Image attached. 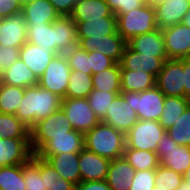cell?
Instances as JSON below:
<instances>
[{
  "label": "cell",
  "instance_id": "cell-5",
  "mask_svg": "<svg viewBox=\"0 0 190 190\" xmlns=\"http://www.w3.org/2000/svg\"><path fill=\"white\" fill-rule=\"evenodd\" d=\"M117 32L128 42L131 38L158 29L156 10L149 4L133 9L128 13L118 14Z\"/></svg>",
  "mask_w": 190,
  "mask_h": 190
},
{
  "label": "cell",
  "instance_id": "cell-41",
  "mask_svg": "<svg viewBox=\"0 0 190 190\" xmlns=\"http://www.w3.org/2000/svg\"><path fill=\"white\" fill-rule=\"evenodd\" d=\"M23 170L26 190H47L41 168L32 159L23 164Z\"/></svg>",
  "mask_w": 190,
  "mask_h": 190
},
{
  "label": "cell",
  "instance_id": "cell-35",
  "mask_svg": "<svg viewBox=\"0 0 190 190\" xmlns=\"http://www.w3.org/2000/svg\"><path fill=\"white\" fill-rule=\"evenodd\" d=\"M0 190H26L23 164L0 167Z\"/></svg>",
  "mask_w": 190,
  "mask_h": 190
},
{
  "label": "cell",
  "instance_id": "cell-8",
  "mask_svg": "<svg viewBox=\"0 0 190 190\" xmlns=\"http://www.w3.org/2000/svg\"><path fill=\"white\" fill-rule=\"evenodd\" d=\"M165 133L159 121L138 120L125 134V148L156 152Z\"/></svg>",
  "mask_w": 190,
  "mask_h": 190
},
{
  "label": "cell",
  "instance_id": "cell-45",
  "mask_svg": "<svg viewBox=\"0 0 190 190\" xmlns=\"http://www.w3.org/2000/svg\"><path fill=\"white\" fill-rule=\"evenodd\" d=\"M108 5L113 14H124L128 13L133 9L142 7L145 2L142 0H104Z\"/></svg>",
  "mask_w": 190,
  "mask_h": 190
},
{
  "label": "cell",
  "instance_id": "cell-3",
  "mask_svg": "<svg viewBox=\"0 0 190 190\" xmlns=\"http://www.w3.org/2000/svg\"><path fill=\"white\" fill-rule=\"evenodd\" d=\"M84 147L99 156L114 160L123 156L125 134L100 121L84 134Z\"/></svg>",
  "mask_w": 190,
  "mask_h": 190
},
{
  "label": "cell",
  "instance_id": "cell-30",
  "mask_svg": "<svg viewBox=\"0 0 190 190\" xmlns=\"http://www.w3.org/2000/svg\"><path fill=\"white\" fill-rule=\"evenodd\" d=\"M93 89L121 92V70L120 63H115L112 67L100 73L92 74Z\"/></svg>",
  "mask_w": 190,
  "mask_h": 190
},
{
  "label": "cell",
  "instance_id": "cell-21",
  "mask_svg": "<svg viewBox=\"0 0 190 190\" xmlns=\"http://www.w3.org/2000/svg\"><path fill=\"white\" fill-rule=\"evenodd\" d=\"M189 9V0H168L158 5L155 7L158 28L164 29L181 23Z\"/></svg>",
  "mask_w": 190,
  "mask_h": 190
},
{
  "label": "cell",
  "instance_id": "cell-17",
  "mask_svg": "<svg viewBox=\"0 0 190 190\" xmlns=\"http://www.w3.org/2000/svg\"><path fill=\"white\" fill-rule=\"evenodd\" d=\"M167 59V57L142 55L127 45L120 61V70H131L133 72L142 70L157 77Z\"/></svg>",
  "mask_w": 190,
  "mask_h": 190
},
{
  "label": "cell",
  "instance_id": "cell-14",
  "mask_svg": "<svg viewBox=\"0 0 190 190\" xmlns=\"http://www.w3.org/2000/svg\"><path fill=\"white\" fill-rule=\"evenodd\" d=\"M138 120V115L132 106L126 103L121 94H118L111 102V106L107 109V114L101 122L126 134Z\"/></svg>",
  "mask_w": 190,
  "mask_h": 190
},
{
  "label": "cell",
  "instance_id": "cell-12",
  "mask_svg": "<svg viewBox=\"0 0 190 190\" xmlns=\"http://www.w3.org/2000/svg\"><path fill=\"white\" fill-rule=\"evenodd\" d=\"M156 86L165 96L184 97L182 59H167L156 77Z\"/></svg>",
  "mask_w": 190,
  "mask_h": 190
},
{
  "label": "cell",
  "instance_id": "cell-10",
  "mask_svg": "<svg viewBox=\"0 0 190 190\" xmlns=\"http://www.w3.org/2000/svg\"><path fill=\"white\" fill-rule=\"evenodd\" d=\"M60 108L73 129L82 134L87 133L100 122L87 98H63Z\"/></svg>",
  "mask_w": 190,
  "mask_h": 190
},
{
  "label": "cell",
  "instance_id": "cell-39",
  "mask_svg": "<svg viewBox=\"0 0 190 190\" xmlns=\"http://www.w3.org/2000/svg\"><path fill=\"white\" fill-rule=\"evenodd\" d=\"M67 63L71 70H78L85 74L92 75L88 51L81 49L78 45L64 53Z\"/></svg>",
  "mask_w": 190,
  "mask_h": 190
},
{
  "label": "cell",
  "instance_id": "cell-55",
  "mask_svg": "<svg viewBox=\"0 0 190 190\" xmlns=\"http://www.w3.org/2000/svg\"><path fill=\"white\" fill-rule=\"evenodd\" d=\"M183 180L188 181L190 184V167L187 169L186 173L183 175Z\"/></svg>",
  "mask_w": 190,
  "mask_h": 190
},
{
  "label": "cell",
  "instance_id": "cell-33",
  "mask_svg": "<svg viewBox=\"0 0 190 190\" xmlns=\"http://www.w3.org/2000/svg\"><path fill=\"white\" fill-rule=\"evenodd\" d=\"M0 138H30V129L16 115L0 113Z\"/></svg>",
  "mask_w": 190,
  "mask_h": 190
},
{
  "label": "cell",
  "instance_id": "cell-48",
  "mask_svg": "<svg viewBox=\"0 0 190 190\" xmlns=\"http://www.w3.org/2000/svg\"><path fill=\"white\" fill-rule=\"evenodd\" d=\"M60 16H69L78 0H49Z\"/></svg>",
  "mask_w": 190,
  "mask_h": 190
},
{
  "label": "cell",
  "instance_id": "cell-54",
  "mask_svg": "<svg viewBox=\"0 0 190 190\" xmlns=\"http://www.w3.org/2000/svg\"><path fill=\"white\" fill-rule=\"evenodd\" d=\"M183 25L187 26L188 28H190V9L189 11L186 13V15L184 16V18L182 19L181 22Z\"/></svg>",
  "mask_w": 190,
  "mask_h": 190
},
{
  "label": "cell",
  "instance_id": "cell-9",
  "mask_svg": "<svg viewBox=\"0 0 190 190\" xmlns=\"http://www.w3.org/2000/svg\"><path fill=\"white\" fill-rule=\"evenodd\" d=\"M156 154L162 166L182 175L190 167V147L178 145L167 132L159 141Z\"/></svg>",
  "mask_w": 190,
  "mask_h": 190
},
{
  "label": "cell",
  "instance_id": "cell-23",
  "mask_svg": "<svg viewBox=\"0 0 190 190\" xmlns=\"http://www.w3.org/2000/svg\"><path fill=\"white\" fill-rule=\"evenodd\" d=\"M135 171L122 156L111 160L105 181L111 190H129Z\"/></svg>",
  "mask_w": 190,
  "mask_h": 190
},
{
  "label": "cell",
  "instance_id": "cell-56",
  "mask_svg": "<svg viewBox=\"0 0 190 190\" xmlns=\"http://www.w3.org/2000/svg\"><path fill=\"white\" fill-rule=\"evenodd\" d=\"M152 190H163V189H161L160 186L155 185L154 188H153Z\"/></svg>",
  "mask_w": 190,
  "mask_h": 190
},
{
  "label": "cell",
  "instance_id": "cell-25",
  "mask_svg": "<svg viewBox=\"0 0 190 190\" xmlns=\"http://www.w3.org/2000/svg\"><path fill=\"white\" fill-rule=\"evenodd\" d=\"M63 178L77 185L81 181L79 171V153H61L46 159Z\"/></svg>",
  "mask_w": 190,
  "mask_h": 190
},
{
  "label": "cell",
  "instance_id": "cell-36",
  "mask_svg": "<svg viewBox=\"0 0 190 190\" xmlns=\"http://www.w3.org/2000/svg\"><path fill=\"white\" fill-rule=\"evenodd\" d=\"M127 41L118 33L106 35L100 42V47L96 49L99 53L113 59L116 63H120L124 54Z\"/></svg>",
  "mask_w": 190,
  "mask_h": 190
},
{
  "label": "cell",
  "instance_id": "cell-7",
  "mask_svg": "<svg viewBox=\"0 0 190 190\" xmlns=\"http://www.w3.org/2000/svg\"><path fill=\"white\" fill-rule=\"evenodd\" d=\"M126 103L132 106L139 120L159 121L163 112L165 95L155 85L142 92H121Z\"/></svg>",
  "mask_w": 190,
  "mask_h": 190
},
{
  "label": "cell",
  "instance_id": "cell-43",
  "mask_svg": "<svg viewBox=\"0 0 190 190\" xmlns=\"http://www.w3.org/2000/svg\"><path fill=\"white\" fill-rule=\"evenodd\" d=\"M129 190H152L155 186V170L135 171Z\"/></svg>",
  "mask_w": 190,
  "mask_h": 190
},
{
  "label": "cell",
  "instance_id": "cell-31",
  "mask_svg": "<svg viewBox=\"0 0 190 190\" xmlns=\"http://www.w3.org/2000/svg\"><path fill=\"white\" fill-rule=\"evenodd\" d=\"M124 159L136 170H155L159 165L156 152L125 148Z\"/></svg>",
  "mask_w": 190,
  "mask_h": 190
},
{
  "label": "cell",
  "instance_id": "cell-49",
  "mask_svg": "<svg viewBox=\"0 0 190 190\" xmlns=\"http://www.w3.org/2000/svg\"><path fill=\"white\" fill-rule=\"evenodd\" d=\"M75 190H111L105 180L98 181H80Z\"/></svg>",
  "mask_w": 190,
  "mask_h": 190
},
{
  "label": "cell",
  "instance_id": "cell-11",
  "mask_svg": "<svg viewBox=\"0 0 190 190\" xmlns=\"http://www.w3.org/2000/svg\"><path fill=\"white\" fill-rule=\"evenodd\" d=\"M70 72L64 53L56 54L40 77L38 85L62 99L66 98Z\"/></svg>",
  "mask_w": 190,
  "mask_h": 190
},
{
  "label": "cell",
  "instance_id": "cell-40",
  "mask_svg": "<svg viewBox=\"0 0 190 190\" xmlns=\"http://www.w3.org/2000/svg\"><path fill=\"white\" fill-rule=\"evenodd\" d=\"M183 179V175L161 164L155 169V185L163 190H176Z\"/></svg>",
  "mask_w": 190,
  "mask_h": 190
},
{
  "label": "cell",
  "instance_id": "cell-44",
  "mask_svg": "<svg viewBox=\"0 0 190 190\" xmlns=\"http://www.w3.org/2000/svg\"><path fill=\"white\" fill-rule=\"evenodd\" d=\"M90 70L92 74H97L105 69L112 67L116 62L110 57L99 53L98 51L88 52Z\"/></svg>",
  "mask_w": 190,
  "mask_h": 190
},
{
  "label": "cell",
  "instance_id": "cell-50",
  "mask_svg": "<svg viewBox=\"0 0 190 190\" xmlns=\"http://www.w3.org/2000/svg\"><path fill=\"white\" fill-rule=\"evenodd\" d=\"M184 97L190 100V58H183Z\"/></svg>",
  "mask_w": 190,
  "mask_h": 190
},
{
  "label": "cell",
  "instance_id": "cell-1",
  "mask_svg": "<svg viewBox=\"0 0 190 190\" xmlns=\"http://www.w3.org/2000/svg\"><path fill=\"white\" fill-rule=\"evenodd\" d=\"M27 42L65 53L77 46L76 23L69 16H60L53 23L27 24Z\"/></svg>",
  "mask_w": 190,
  "mask_h": 190
},
{
  "label": "cell",
  "instance_id": "cell-42",
  "mask_svg": "<svg viewBox=\"0 0 190 190\" xmlns=\"http://www.w3.org/2000/svg\"><path fill=\"white\" fill-rule=\"evenodd\" d=\"M31 159L41 168V176H44V183L47 190H53V185L60 178V174L47 161L36 154H33Z\"/></svg>",
  "mask_w": 190,
  "mask_h": 190
},
{
  "label": "cell",
  "instance_id": "cell-15",
  "mask_svg": "<svg viewBox=\"0 0 190 190\" xmlns=\"http://www.w3.org/2000/svg\"><path fill=\"white\" fill-rule=\"evenodd\" d=\"M32 155L30 138H0V167L25 164Z\"/></svg>",
  "mask_w": 190,
  "mask_h": 190
},
{
  "label": "cell",
  "instance_id": "cell-53",
  "mask_svg": "<svg viewBox=\"0 0 190 190\" xmlns=\"http://www.w3.org/2000/svg\"><path fill=\"white\" fill-rule=\"evenodd\" d=\"M176 190H190V184L188 181H184L182 179L180 185L178 186V188Z\"/></svg>",
  "mask_w": 190,
  "mask_h": 190
},
{
  "label": "cell",
  "instance_id": "cell-19",
  "mask_svg": "<svg viewBox=\"0 0 190 190\" xmlns=\"http://www.w3.org/2000/svg\"><path fill=\"white\" fill-rule=\"evenodd\" d=\"M84 148V134L76 130L70 136L52 137V139L36 154L46 160L51 155L61 153H79Z\"/></svg>",
  "mask_w": 190,
  "mask_h": 190
},
{
  "label": "cell",
  "instance_id": "cell-6",
  "mask_svg": "<svg viewBox=\"0 0 190 190\" xmlns=\"http://www.w3.org/2000/svg\"><path fill=\"white\" fill-rule=\"evenodd\" d=\"M77 31V45L86 51H95L106 35L117 32V17L104 16L87 21H74Z\"/></svg>",
  "mask_w": 190,
  "mask_h": 190
},
{
  "label": "cell",
  "instance_id": "cell-16",
  "mask_svg": "<svg viewBox=\"0 0 190 190\" xmlns=\"http://www.w3.org/2000/svg\"><path fill=\"white\" fill-rule=\"evenodd\" d=\"M27 42V24L22 12L0 21V45L21 48Z\"/></svg>",
  "mask_w": 190,
  "mask_h": 190
},
{
  "label": "cell",
  "instance_id": "cell-20",
  "mask_svg": "<svg viewBox=\"0 0 190 190\" xmlns=\"http://www.w3.org/2000/svg\"><path fill=\"white\" fill-rule=\"evenodd\" d=\"M19 55L20 60L40 79L56 53L51 49L26 42L20 48Z\"/></svg>",
  "mask_w": 190,
  "mask_h": 190
},
{
  "label": "cell",
  "instance_id": "cell-52",
  "mask_svg": "<svg viewBox=\"0 0 190 190\" xmlns=\"http://www.w3.org/2000/svg\"><path fill=\"white\" fill-rule=\"evenodd\" d=\"M168 0H149L147 4L155 8L160 4L166 3Z\"/></svg>",
  "mask_w": 190,
  "mask_h": 190
},
{
  "label": "cell",
  "instance_id": "cell-27",
  "mask_svg": "<svg viewBox=\"0 0 190 190\" xmlns=\"http://www.w3.org/2000/svg\"><path fill=\"white\" fill-rule=\"evenodd\" d=\"M0 82L11 86L26 88L28 86L37 85L39 79L23 61L18 59L11 67L2 72Z\"/></svg>",
  "mask_w": 190,
  "mask_h": 190
},
{
  "label": "cell",
  "instance_id": "cell-57",
  "mask_svg": "<svg viewBox=\"0 0 190 190\" xmlns=\"http://www.w3.org/2000/svg\"><path fill=\"white\" fill-rule=\"evenodd\" d=\"M22 4L30 2V1H34V0H20Z\"/></svg>",
  "mask_w": 190,
  "mask_h": 190
},
{
  "label": "cell",
  "instance_id": "cell-47",
  "mask_svg": "<svg viewBox=\"0 0 190 190\" xmlns=\"http://www.w3.org/2000/svg\"><path fill=\"white\" fill-rule=\"evenodd\" d=\"M22 11L20 0H0V18H7Z\"/></svg>",
  "mask_w": 190,
  "mask_h": 190
},
{
  "label": "cell",
  "instance_id": "cell-18",
  "mask_svg": "<svg viewBox=\"0 0 190 190\" xmlns=\"http://www.w3.org/2000/svg\"><path fill=\"white\" fill-rule=\"evenodd\" d=\"M111 160L97 155L85 147L79 152L81 181L105 180Z\"/></svg>",
  "mask_w": 190,
  "mask_h": 190
},
{
  "label": "cell",
  "instance_id": "cell-34",
  "mask_svg": "<svg viewBox=\"0 0 190 190\" xmlns=\"http://www.w3.org/2000/svg\"><path fill=\"white\" fill-rule=\"evenodd\" d=\"M24 95V88L0 82V113L15 115Z\"/></svg>",
  "mask_w": 190,
  "mask_h": 190
},
{
  "label": "cell",
  "instance_id": "cell-2",
  "mask_svg": "<svg viewBox=\"0 0 190 190\" xmlns=\"http://www.w3.org/2000/svg\"><path fill=\"white\" fill-rule=\"evenodd\" d=\"M62 98L41 86L33 85L24 88V95L18 105L16 116L31 129L61 107Z\"/></svg>",
  "mask_w": 190,
  "mask_h": 190
},
{
  "label": "cell",
  "instance_id": "cell-38",
  "mask_svg": "<svg viewBox=\"0 0 190 190\" xmlns=\"http://www.w3.org/2000/svg\"><path fill=\"white\" fill-rule=\"evenodd\" d=\"M118 94H121V92H106L93 89L88 95L89 104L100 121L105 118L107 109H109L111 102Z\"/></svg>",
  "mask_w": 190,
  "mask_h": 190
},
{
  "label": "cell",
  "instance_id": "cell-22",
  "mask_svg": "<svg viewBox=\"0 0 190 190\" xmlns=\"http://www.w3.org/2000/svg\"><path fill=\"white\" fill-rule=\"evenodd\" d=\"M127 45L142 55H153V57H167L165 44L161 29H156L146 34L131 38Z\"/></svg>",
  "mask_w": 190,
  "mask_h": 190
},
{
  "label": "cell",
  "instance_id": "cell-4",
  "mask_svg": "<svg viewBox=\"0 0 190 190\" xmlns=\"http://www.w3.org/2000/svg\"><path fill=\"white\" fill-rule=\"evenodd\" d=\"M72 130L74 129L61 108L39 120L30 129V146L33 154H37L52 137L70 136Z\"/></svg>",
  "mask_w": 190,
  "mask_h": 190
},
{
  "label": "cell",
  "instance_id": "cell-37",
  "mask_svg": "<svg viewBox=\"0 0 190 190\" xmlns=\"http://www.w3.org/2000/svg\"><path fill=\"white\" fill-rule=\"evenodd\" d=\"M166 132L178 145L190 147V105Z\"/></svg>",
  "mask_w": 190,
  "mask_h": 190
},
{
  "label": "cell",
  "instance_id": "cell-24",
  "mask_svg": "<svg viewBox=\"0 0 190 190\" xmlns=\"http://www.w3.org/2000/svg\"><path fill=\"white\" fill-rule=\"evenodd\" d=\"M26 24L53 23L60 17L49 0H34L22 4Z\"/></svg>",
  "mask_w": 190,
  "mask_h": 190
},
{
  "label": "cell",
  "instance_id": "cell-46",
  "mask_svg": "<svg viewBox=\"0 0 190 190\" xmlns=\"http://www.w3.org/2000/svg\"><path fill=\"white\" fill-rule=\"evenodd\" d=\"M20 48L0 45V75L20 59Z\"/></svg>",
  "mask_w": 190,
  "mask_h": 190
},
{
  "label": "cell",
  "instance_id": "cell-13",
  "mask_svg": "<svg viewBox=\"0 0 190 190\" xmlns=\"http://www.w3.org/2000/svg\"><path fill=\"white\" fill-rule=\"evenodd\" d=\"M168 59L190 58V28L182 23L161 29Z\"/></svg>",
  "mask_w": 190,
  "mask_h": 190
},
{
  "label": "cell",
  "instance_id": "cell-29",
  "mask_svg": "<svg viewBox=\"0 0 190 190\" xmlns=\"http://www.w3.org/2000/svg\"><path fill=\"white\" fill-rule=\"evenodd\" d=\"M190 105V100L185 97L165 96L160 125L168 130Z\"/></svg>",
  "mask_w": 190,
  "mask_h": 190
},
{
  "label": "cell",
  "instance_id": "cell-26",
  "mask_svg": "<svg viewBox=\"0 0 190 190\" xmlns=\"http://www.w3.org/2000/svg\"><path fill=\"white\" fill-rule=\"evenodd\" d=\"M104 16H116L104 0H78L69 15L73 21H87Z\"/></svg>",
  "mask_w": 190,
  "mask_h": 190
},
{
  "label": "cell",
  "instance_id": "cell-28",
  "mask_svg": "<svg viewBox=\"0 0 190 190\" xmlns=\"http://www.w3.org/2000/svg\"><path fill=\"white\" fill-rule=\"evenodd\" d=\"M156 85V77L142 70H121V92H142Z\"/></svg>",
  "mask_w": 190,
  "mask_h": 190
},
{
  "label": "cell",
  "instance_id": "cell-51",
  "mask_svg": "<svg viewBox=\"0 0 190 190\" xmlns=\"http://www.w3.org/2000/svg\"><path fill=\"white\" fill-rule=\"evenodd\" d=\"M76 185L63 178H58L53 185V190H75Z\"/></svg>",
  "mask_w": 190,
  "mask_h": 190
},
{
  "label": "cell",
  "instance_id": "cell-32",
  "mask_svg": "<svg viewBox=\"0 0 190 190\" xmlns=\"http://www.w3.org/2000/svg\"><path fill=\"white\" fill-rule=\"evenodd\" d=\"M92 90V75L78 70H71L66 98H87Z\"/></svg>",
  "mask_w": 190,
  "mask_h": 190
}]
</instances>
